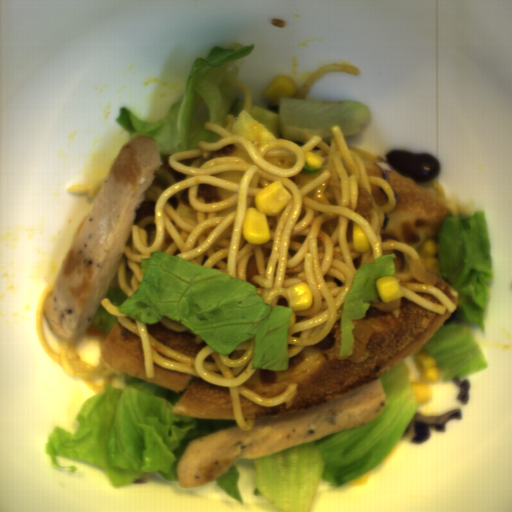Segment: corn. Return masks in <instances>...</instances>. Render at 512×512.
<instances>
[{
	"mask_svg": "<svg viewBox=\"0 0 512 512\" xmlns=\"http://www.w3.org/2000/svg\"><path fill=\"white\" fill-rule=\"evenodd\" d=\"M291 194L279 180L260 188L254 198V207H247L242 237L253 245H264L272 240L268 215H279L287 206Z\"/></svg>",
	"mask_w": 512,
	"mask_h": 512,
	"instance_id": "corn-1",
	"label": "corn"
},
{
	"mask_svg": "<svg viewBox=\"0 0 512 512\" xmlns=\"http://www.w3.org/2000/svg\"><path fill=\"white\" fill-rule=\"evenodd\" d=\"M419 372L421 374V382H413L411 384L412 392L417 400L418 405L432 402L435 394L430 383L440 381V366H437L435 358L428 353H413Z\"/></svg>",
	"mask_w": 512,
	"mask_h": 512,
	"instance_id": "corn-2",
	"label": "corn"
},
{
	"mask_svg": "<svg viewBox=\"0 0 512 512\" xmlns=\"http://www.w3.org/2000/svg\"><path fill=\"white\" fill-rule=\"evenodd\" d=\"M296 92V84L293 77L289 75L274 76L269 86L262 90L263 100L278 106L279 99L292 97Z\"/></svg>",
	"mask_w": 512,
	"mask_h": 512,
	"instance_id": "corn-3",
	"label": "corn"
},
{
	"mask_svg": "<svg viewBox=\"0 0 512 512\" xmlns=\"http://www.w3.org/2000/svg\"><path fill=\"white\" fill-rule=\"evenodd\" d=\"M286 295L289 300L288 307H291V311L306 310L313 306V294L308 282H299L286 288Z\"/></svg>",
	"mask_w": 512,
	"mask_h": 512,
	"instance_id": "corn-4",
	"label": "corn"
},
{
	"mask_svg": "<svg viewBox=\"0 0 512 512\" xmlns=\"http://www.w3.org/2000/svg\"><path fill=\"white\" fill-rule=\"evenodd\" d=\"M376 289L384 304H390L394 299L402 298L404 292L396 274L383 275L376 279Z\"/></svg>",
	"mask_w": 512,
	"mask_h": 512,
	"instance_id": "corn-5",
	"label": "corn"
},
{
	"mask_svg": "<svg viewBox=\"0 0 512 512\" xmlns=\"http://www.w3.org/2000/svg\"><path fill=\"white\" fill-rule=\"evenodd\" d=\"M353 249L358 252H368L372 249L369 239L363 229L352 221Z\"/></svg>",
	"mask_w": 512,
	"mask_h": 512,
	"instance_id": "corn-6",
	"label": "corn"
},
{
	"mask_svg": "<svg viewBox=\"0 0 512 512\" xmlns=\"http://www.w3.org/2000/svg\"><path fill=\"white\" fill-rule=\"evenodd\" d=\"M305 160H306L307 166H310V167L316 168V169H322L323 158L318 153H314V152L306 153Z\"/></svg>",
	"mask_w": 512,
	"mask_h": 512,
	"instance_id": "corn-7",
	"label": "corn"
},
{
	"mask_svg": "<svg viewBox=\"0 0 512 512\" xmlns=\"http://www.w3.org/2000/svg\"><path fill=\"white\" fill-rule=\"evenodd\" d=\"M369 479L368 471L362 474L361 476L354 478L352 480L347 481L349 484H353L354 486H363L366 485Z\"/></svg>",
	"mask_w": 512,
	"mask_h": 512,
	"instance_id": "corn-8",
	"label": "corn"
}]
</instances>
